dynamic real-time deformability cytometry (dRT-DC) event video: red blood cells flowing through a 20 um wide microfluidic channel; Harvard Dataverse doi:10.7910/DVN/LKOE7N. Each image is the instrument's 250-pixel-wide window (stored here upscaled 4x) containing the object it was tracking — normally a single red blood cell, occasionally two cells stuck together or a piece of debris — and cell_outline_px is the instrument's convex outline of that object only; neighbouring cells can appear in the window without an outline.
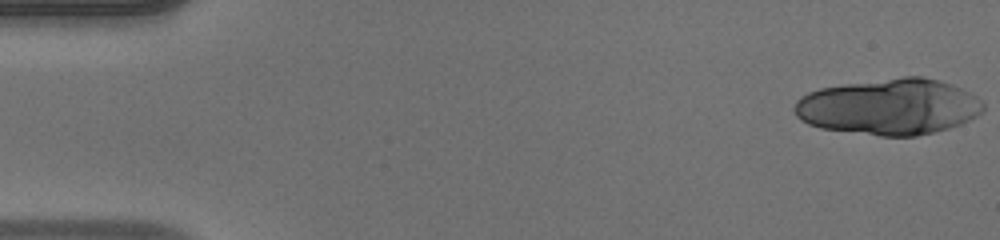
{"species": "human", "species_latin": "Homo sapiens", "temperature_condition": "warm", "stored_images_in_passage": 36, "segment_of_instrument_passage": [1, 2], "camera_frame_rate_fps": 3000, "um_per_image_px": 0.085, "donor": {"sex": "male"}, "frame": {"image": 1, "passage_image": 1, "time_ms": 0.0, "image_size_px": [1000, 240], "cell_outline_px": [[984, 112], [960, 124], [948, 128], [916, 136], [880, 136], [820, 128], [808, 124], [800, 120], [796, 116], [792, 108], [796, 100], [800, 96], [808, 92], [820, 88], [844, 84], [904, 76], [924, 76], [952, 84], [976, 96], [984, 104]], "centroid_in_image_um": [75.55, 9.07], "position_along_channel_um": 9.5, "area_um2": 61.9}}